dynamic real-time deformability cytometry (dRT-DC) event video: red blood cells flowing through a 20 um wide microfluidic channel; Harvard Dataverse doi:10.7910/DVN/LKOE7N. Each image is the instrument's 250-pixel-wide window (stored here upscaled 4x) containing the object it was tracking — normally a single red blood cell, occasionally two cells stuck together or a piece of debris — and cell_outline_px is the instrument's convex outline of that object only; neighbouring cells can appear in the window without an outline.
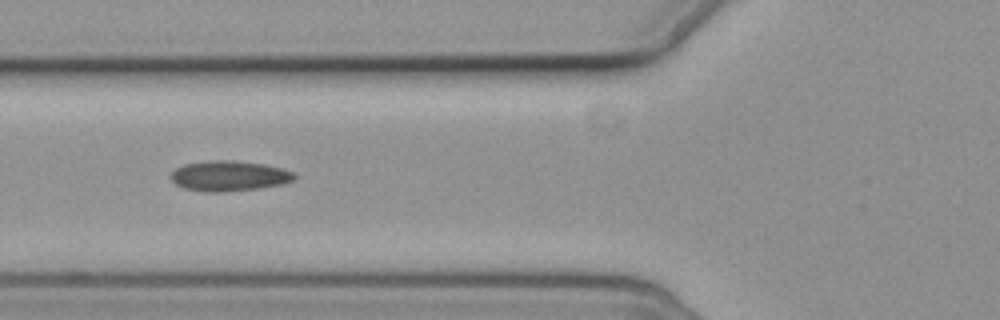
{"species": "common noctule bat (a hibernating species)", "species_latin": "Nyctalus noctula", "temperature_condition": "cold", "stored_images_in_passage": 11, "camera_frame_rate_fps": 3000, "um_per_image_px": 0.085, "animal": {"sex": "female", "body_mass_g": 19.3, "forearm_length_mm": 54.1}, "frame": {"image": 1, "passage_image": 2, "time_ms": 1.0, "image_size_px": [1000, 320], "cell_outline_px": [[296, 180], [284, 184], [260, 188], [220, 192], [208, 192], [184, 188], [176, 184], [172, 180], [172, 172], [176, 168], [184, 164], [208, 160], [236, 160], [264, 164], [284, 168], [292, 172], [296, 176]], "centroid_in_image_um": [19.52, 14.94], "position_along_channel_um": 106.3, "area_um2": 21.96}}
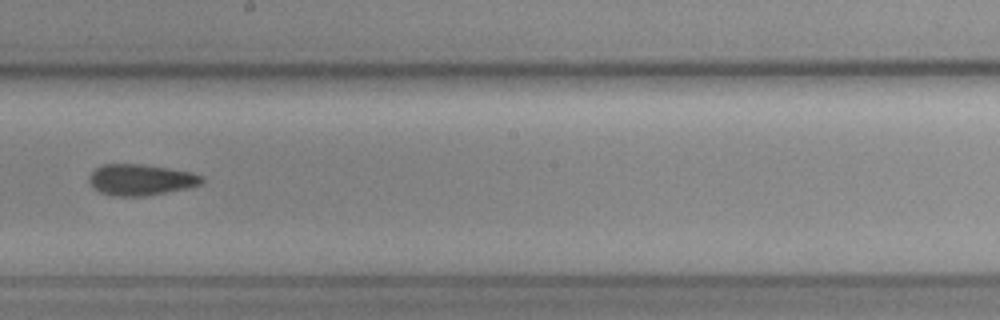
{"frame": {"image": 2, "passage_image": 5, "time_ms": 4.667, "image_size_px": [1000, 320], "cell_outline_px": [[204, 180], [200, 184], [188, 188], [144, 196], [112, 196], [100, 192], [88, 180], [88, 176], [96, 168], [104, 164], [140, 164], [168, 168], [192, 172], [204, 176]], "centroid_in_image_um": [11.98, 15.28], "position_along_channel_um": 236.2, "area_um2": 20.35}}
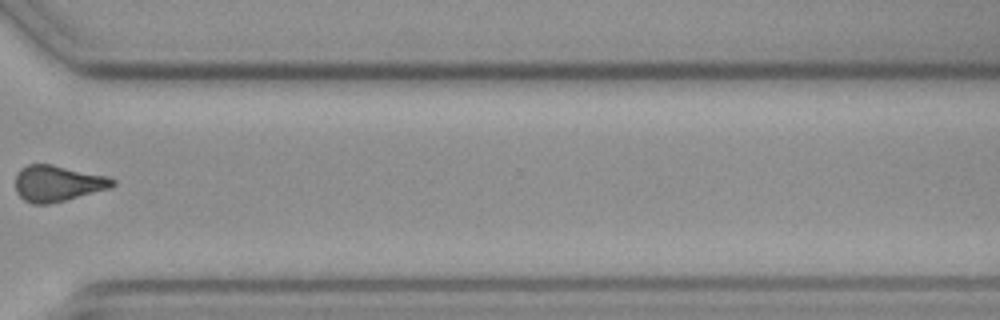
{"frame": {"image": 3, "passage_image": 8, "time_ms": 8.333, "image_size_px": [1000, 320], "cell_outline_px": [[116, 184], [108, 188], [64, 200], [48, 204], [32, 204], [24, 200], [16, 192], [16, 172], [20, 168], [28, 164], [52, 164], [108, 176], [116, 180]], "centroid_in_image_um": [4.86, 15.57], "position_along_channel_um": 365.7, "area_um2": 20.35}}